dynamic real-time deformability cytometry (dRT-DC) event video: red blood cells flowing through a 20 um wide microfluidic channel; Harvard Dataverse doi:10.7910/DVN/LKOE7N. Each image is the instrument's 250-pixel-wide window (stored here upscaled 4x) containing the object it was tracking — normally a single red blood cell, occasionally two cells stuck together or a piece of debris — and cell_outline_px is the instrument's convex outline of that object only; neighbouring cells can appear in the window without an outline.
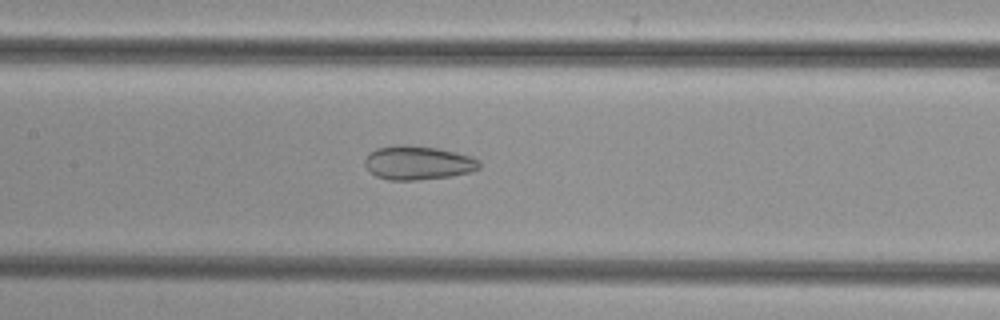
{"species": "common noctule bat (a hibernating species)", "species_latin": "Nyctalus noctula", "temperature_condition": "cold", "stored_images_in_passage": 43, "camera_frame_rate_fps": 3000, "um_per_image_px": 0.085, "animal": {"sex": "female", "body_mass_g": 29.2, "forearm_length_mm": 56.3}, "frame": {"image": 1, "passage_image": 15, "time_ms": 4.667, "image_size_px": [1000, 320], "cell_outline_px": [[480, 168], [468, 172], [452, 176], [416, 180], [388, 180], [376, 176], [364, 164], [364, 160], [368, 152], [376, 148], [392, 144], [408, 144], [440, 148], [472, 156], [480, 160]], "centroid_in_image_um": [35.51, 13.81], "position_along_channel_um": 171.9, "area_um2": 23.0}}
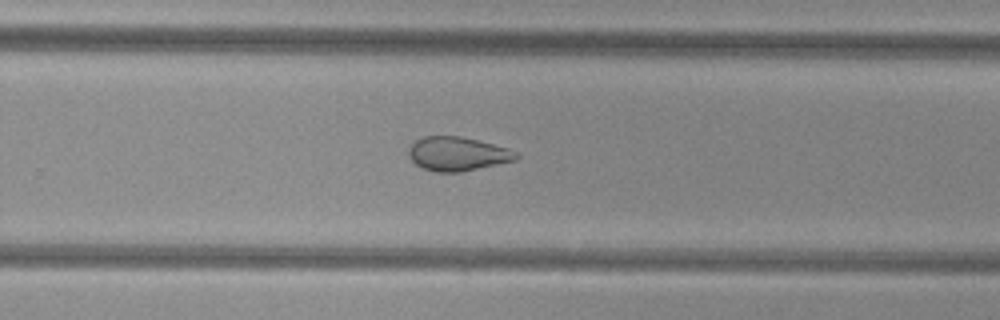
{"frame": {"image": 2, "passage_image": 24, "time_ms": 7.667, "image_size_px": [1000, 320], "cell_outline_px": [[520, 156], [516, 160], [460, 172], [436, 172], [424, 168], [416, 164], [408, 156], [408, 148], [416, 140], [424, 136], [460, 136], [508, 148], [516, 152]], "centroid_in_image_um": [38.87, 13.07], "position_along_channel_um": 290.9, "area_um2": 21.1}}
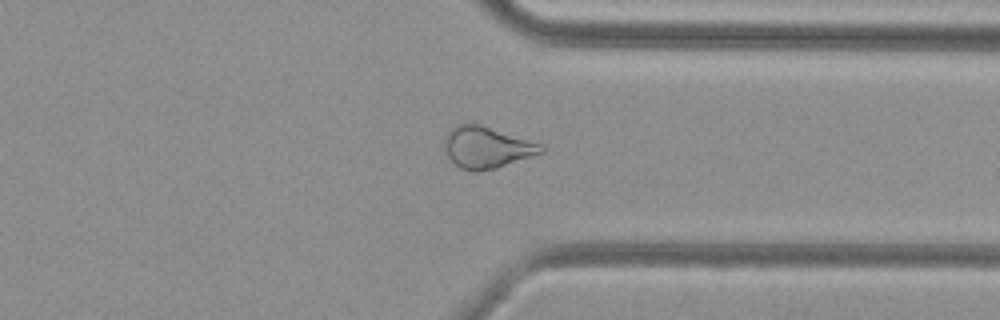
{"frame": {"image": 3, "passage_image": 30, "time_ms": 9.667, "image_size_px": [1000, 320], "cell_outline_px": [[544, 152], [496, 168], [476, 172], [472, 172], [460, 168], [448, 156], [444, 144], [444, 140], [448, 132], [456, 124], [480, 124], [544, 144]], "centroid_in_image_um": [41.4, 12.53], "position_along_channel_um": 370.0, "area_um2": 23.35}}